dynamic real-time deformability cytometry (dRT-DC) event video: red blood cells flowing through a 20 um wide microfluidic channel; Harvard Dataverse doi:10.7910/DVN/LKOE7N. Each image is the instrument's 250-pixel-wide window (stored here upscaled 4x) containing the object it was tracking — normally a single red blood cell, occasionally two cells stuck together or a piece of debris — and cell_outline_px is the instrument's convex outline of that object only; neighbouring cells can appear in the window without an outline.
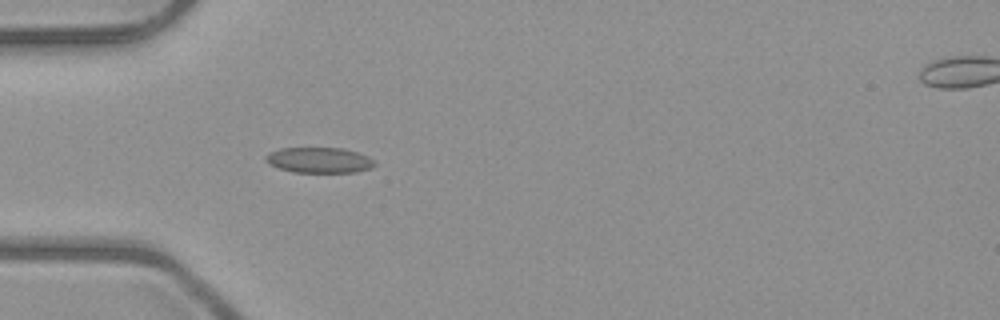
{"species": "common noctule bat (a hibernating species)", "species_latin": "Nyctalus noctula", "temperature_condition": "room temperature", "stored_images_in_passage": 5, "camera_frame_rate_fps": 3000, "um_per_image_px": 0.085, "animal": {"sex": "male", "body_mass_g": 23.1, "forearm_length_mm": 52.7}, "frame": {"image": 1, "passage_image": 4, "time_ms": 3.667, "image_size_px": [1000, 320], "cell_outline_px": [[376, 164], [372, 168], [356, 172], [292, 172], [268, 164], [264, 160], [264, 156], [280, 148], [344, 148], [368, 156]], "centroid_in_image_um": [27.12, 13.61], "position_along_channel_um": 57.9, "area_um2": 16.18}}